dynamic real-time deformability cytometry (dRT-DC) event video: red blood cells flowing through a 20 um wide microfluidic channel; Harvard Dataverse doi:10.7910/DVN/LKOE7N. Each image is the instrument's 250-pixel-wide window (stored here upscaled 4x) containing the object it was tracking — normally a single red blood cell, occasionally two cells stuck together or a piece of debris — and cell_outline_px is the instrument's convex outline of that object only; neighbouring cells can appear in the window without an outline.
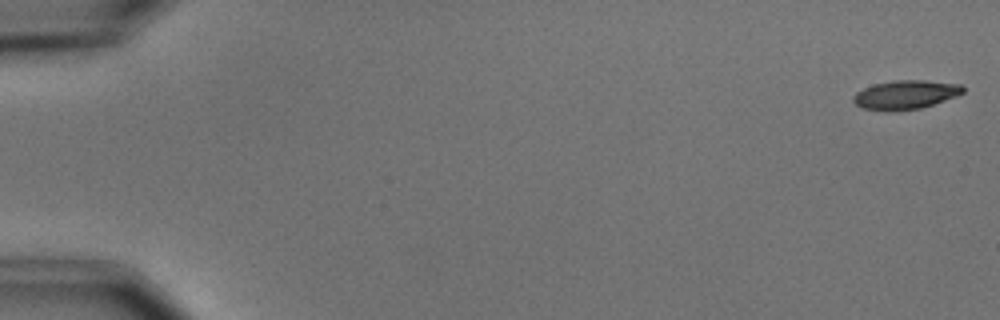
{"species": "common noctule bat (a hibernating species)", "species_latin": "Nyctalus noctula", "temperature_condition": "cold", "stored_images_in_passage": 6, "camera_frame_rate_fps": 3000, "um_per_image_px": 0.085, "animal": {"sex": "male", "body_mass_g": 15.6}, "frame": {"image": 1, "passage_image": 1, "time_ms": 0.0, "image_size_px": [1000, 320], "cell_outline_px": [[964, 92], [956, 96], [920, 108], [896, 112], [884, 112], [864, 108], [856, 104], [852, 100], [852, 96], [856, 92], [864, 88], [876, 84], [896, 80], [924, 80], [960, 84], [964, 88]], "centroid_in_image_um": [76.94, 8.07], "position_along_channel_um": 8.1, "area_um2": 18.5}}
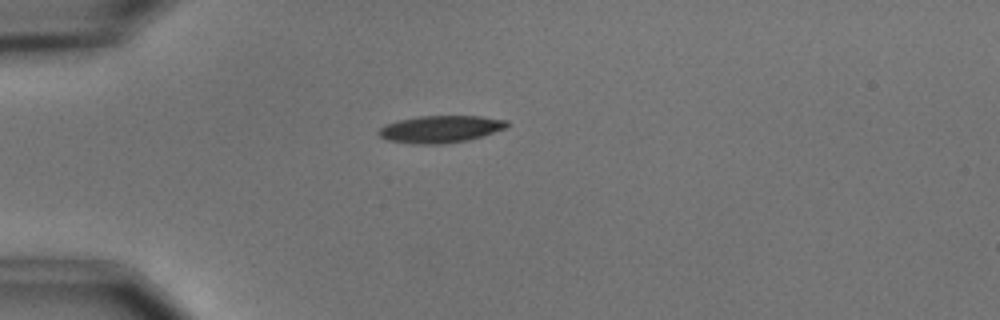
{"frame": {"image": 2, "passage_image": 5, "time_ms": 4.667, "image_size_px": [1000, 320], "cell_outline_px": [[508, 124], [504, 128], [484, 136], [468, 140], [444, 144], [412, 144], [388, 140], [380, 136], [376, 132], [380, 128], [396, 120], [420, 116], [480, 116], [508, 120]], "centroid_in_image_um": [37.43, 10.98], "position_along_channel_um": 47.6, "area_um2": 20.35}}